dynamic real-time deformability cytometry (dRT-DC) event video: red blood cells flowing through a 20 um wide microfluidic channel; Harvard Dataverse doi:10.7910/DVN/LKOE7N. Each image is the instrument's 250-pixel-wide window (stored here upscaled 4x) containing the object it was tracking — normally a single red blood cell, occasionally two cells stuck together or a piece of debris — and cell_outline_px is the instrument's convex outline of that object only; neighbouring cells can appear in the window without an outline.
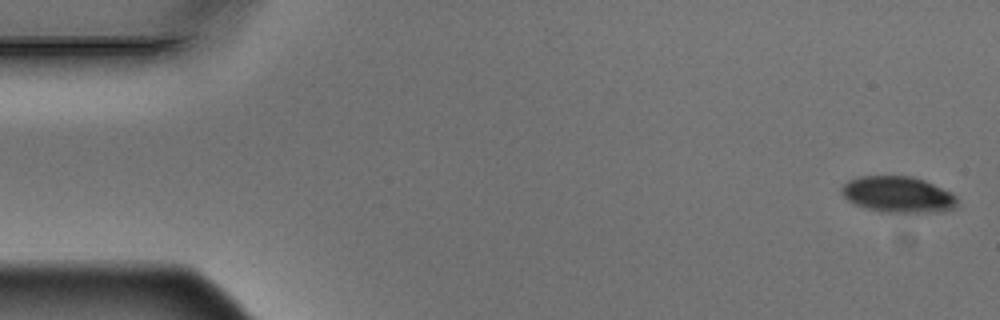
{"species": "Egyptian fruit bat (a non-hibernating species)", "species_latin": "Rousettus aegyptiacus", "temperature_condition": "warm", "stored_images_in_passage": 4, "camera_frame_rate_fps": 3000, "um_per_image_px": 0.085, "animal": {"sex": "male"}, "frame": {"image": 1, "passage_image": 1, "time_ms": 0.0, "image_size_px": [1000, 320], "cell_outline_px": [[956, 208], [940, 212], [880, 212], [864, 208], [852, 204], [840, 192], [840, 188], [848, 180], [860, 176], [912, 176], [924, 180], [952, 192], [956, 196]], "centroid_in_image_um": [76.31, 16.54], "position_along_channel_um": 8.7, "area_um2": 24.62}}
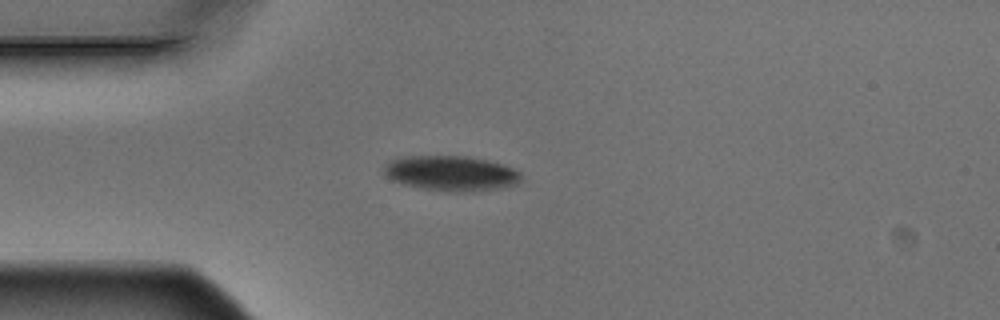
{"frame": {"image": 2, "passage_image": 4, "time_ms": 1.0, "image_size_px": [1000, 320], "cell_outline_px": [[520, 180], [516, 184], [504, 188], [456, 192], [448, 192], [424, 188], [404, 184], [392, 180], [384, 172], [384, 164], [392, 160], [404, 156], [468, 156], [488, 160], [512, 168], [520, 172]], "centroid_in_image_um": [38.34, 14.72], "position_along_channel_um": 46.7, "area_um2": 27.86}}